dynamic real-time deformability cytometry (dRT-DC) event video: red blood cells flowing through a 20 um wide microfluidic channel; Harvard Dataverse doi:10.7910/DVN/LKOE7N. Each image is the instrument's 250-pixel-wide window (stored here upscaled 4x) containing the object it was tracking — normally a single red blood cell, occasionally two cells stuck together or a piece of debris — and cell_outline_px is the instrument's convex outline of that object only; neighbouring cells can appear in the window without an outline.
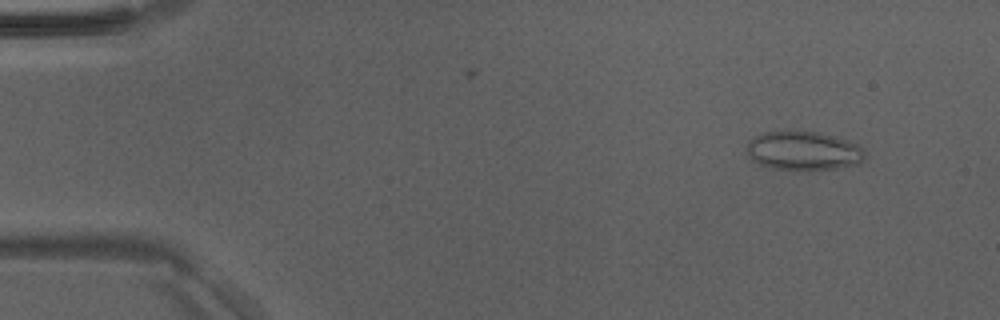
{"species": "Egyptian fruit bat (a non-hibernating species)", "species_latin": "Rousettus aegyptiacus", "temperature_condition": "room temperature", "stored_images_in_passage": 49, "camera_frame_rate_fps": 3000, "um_per_image_px": 0.085, "animal": {"sex": "male"}, "frame": {"image": 1, "passage_image": 5, "time_ms": 1.333, "image_size_px": [1000, 320], "cell_outline_px": [[864, 156], [860, 164], [836, 168], [808, 172], [768, 168], [752, 160], [748, 152], [748, 140], [752, 136], [760, 132], [816, 132], [832, 136], [860, 144], [864, 148]], "centroid_in_image_um": [68.29, 12.86], "position_along_channel_um": 16.7, "area_um2": 27.22}}
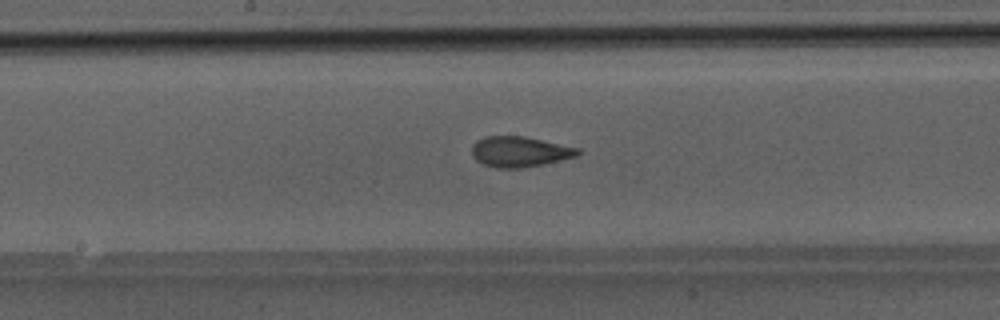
{"frame": {"image": 2, "passage_image": 26, "time_ms": 8.333, "image_size_px": [1000, 320], "cell_outline_px": [[580, 152], [576, 156], [544, 164], [524, 168], [496, 168], [484, 164], [476, 160], [472, 156], [472, 144], [476, 140], [484, 136], [524, 136], [580, 148]], "centroid_in_image_um": [44.14, 12.89], "position_along_channel_um": 204.1, "area_um2": 18.9}}
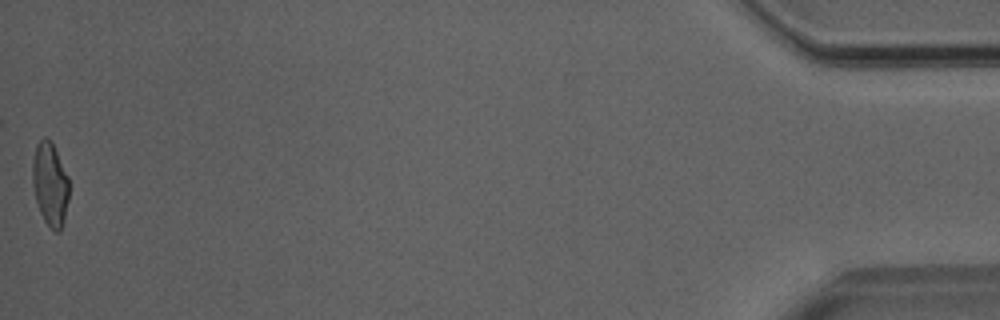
{"frame": {"image": 3, "passage_image": 49, "time_ms": 16.0, "image_size_px": [1000, 320], "cell_outline_px": [[68, 200], [64, 220], [60, 232], [56, 232], [44, 220], [40, 212], [36, 200], [32, 184], [32, 164], [36, 144], [44, 136], [48, 136], [68, 176]], "centroid_in_image_um": [4.24, 15.64], "position_along_channel_um": 431.0, "area_um2": 17.63}}